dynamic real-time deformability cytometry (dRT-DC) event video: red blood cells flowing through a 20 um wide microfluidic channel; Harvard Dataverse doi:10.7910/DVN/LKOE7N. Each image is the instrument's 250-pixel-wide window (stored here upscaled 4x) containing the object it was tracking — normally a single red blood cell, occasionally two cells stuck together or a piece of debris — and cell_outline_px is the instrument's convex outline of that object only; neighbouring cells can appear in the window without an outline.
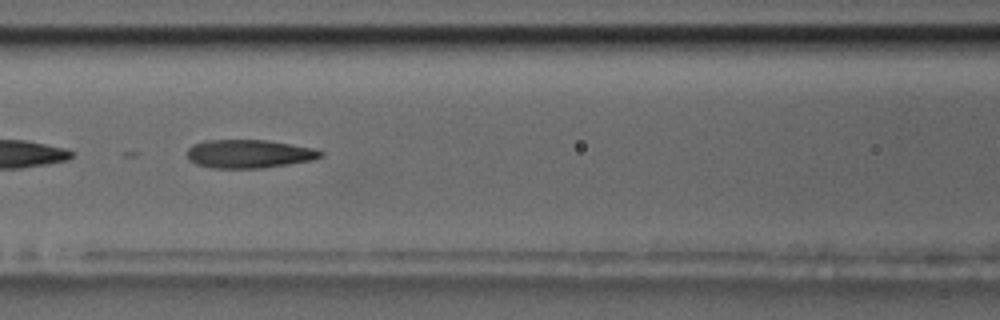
{"species": "common noctule bat (a hibernating species)", "species_latin": "Nyctalus noctula", "temperature_condition": "room temperature", "stored_images_in_passage": 38, "camera_frame_rate_fps": 3000, "um_per_image_px": 0.085, "animal": {"sex": "male", "body_mass_g": 17.5, "forearm_length_mm": 52.3}, "frame": {"image": 1, "passage_image": 24, "time_ms": 7.667, "image_size_px": [1000, 320], "cell_outline_px": [[324, 156], [312, 160], [288, 164], [260, 168], [212, 168], [196, 164], [188, 160], [188, 148], [192, 144], [204, 140], [268, 140], [316, 148], [324, 152]], "centroid_in_image_um": [21.18, 13.07], "position_along_channel_um": 145.4, "area_um2": 22.31}}
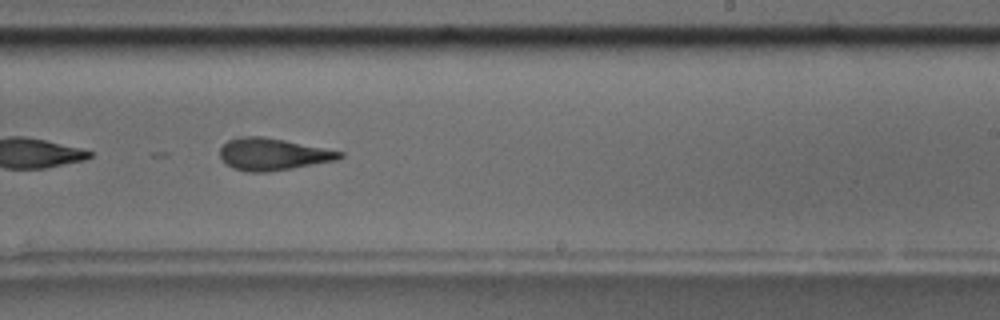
{"frame": {"image": 2, "passage_image": 34, "time_ms": 11.0, "image_size_px": [1000, 320], "cell_outline_px": [[344, 156], [336, 160], [292, 168], [268, 172], [244, 172], [232, 168], [220, 156], [220, 148], [228, 140], [240, 136], [264, 136], [344, 152]], "centroid_in_image_um": [23.17, 13.11], "position_along_channel_um": 265.8, "area_um2": 22.25}}